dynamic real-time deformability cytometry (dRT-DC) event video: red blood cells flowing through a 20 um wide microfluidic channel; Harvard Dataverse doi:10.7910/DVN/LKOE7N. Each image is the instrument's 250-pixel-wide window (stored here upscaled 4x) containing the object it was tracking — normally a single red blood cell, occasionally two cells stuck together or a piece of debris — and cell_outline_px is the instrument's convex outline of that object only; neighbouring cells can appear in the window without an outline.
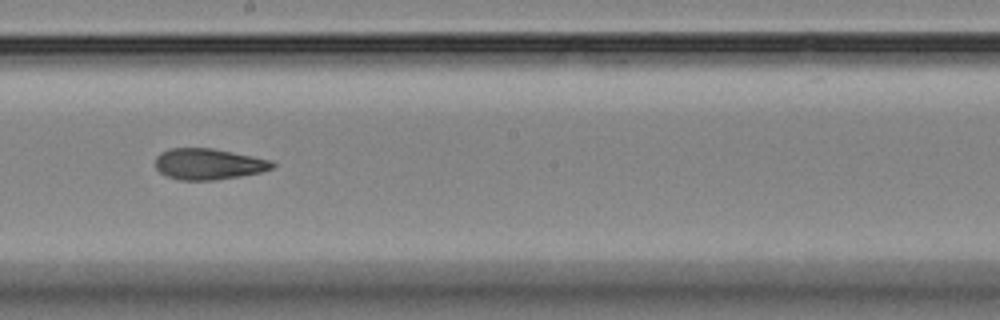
{"species": "Egyptian fruit bat (a non-hibernating species)", "species_latin": "Rousettus aegyptiacus", "temperature_condition": "room temperature", "stored_images_in_passage": 16, "camera_frame_rate_fps": 3000, "um_per_image_px": 0.085, "animal": {"sex": "female"}, "frame": {"image": 1, "passage_image": 10, "time_ms": 10.333, "image_size_px": [1000, 320], "cell_outline_px": [[276, 164], [272, 168], [260, 172], [240, 176], [212, 180], [180, 180], [168, 176], [160, 172], [156, 168], [156, 156], [160, 152], [168, 148], [212, 148], [272, 160]], "centroid_in_image_um": [17.71, 13.93], "position_along_channel_um": 230.5, "area_um2": 21.1}}
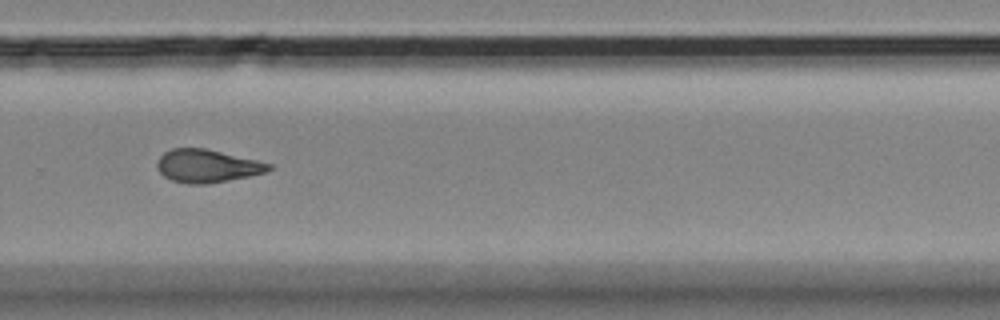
{"frame": {"image": 2, "passage_image": 12, "time_ms": 12.667, "image_size_px": [1000, 320], "cell_outline_px": [[272, 168], [268, 172], [208, 184], [188, 184], [172, 180], [164, 176], [156, 168], [156, 164], [160, 156], [164, 152], [172, 148], [204, 148], [256, 160], [272, 164]], "centroid_in_image_um": [17.59, 14.11], "position_along_channel_um": 312.2, "area_um2": 21.39}, "authors_computed_cell_mechanics": {"area_um2": 21.8484, "velocity_mm_per_s": 3.5196, "shape_relaxation_time_tau1_ms": null, "shape_relaxation_time_tau2_ms": 3.3431, "deformation_change_tau1": null, "deformation_change_tau2": 0.101}}